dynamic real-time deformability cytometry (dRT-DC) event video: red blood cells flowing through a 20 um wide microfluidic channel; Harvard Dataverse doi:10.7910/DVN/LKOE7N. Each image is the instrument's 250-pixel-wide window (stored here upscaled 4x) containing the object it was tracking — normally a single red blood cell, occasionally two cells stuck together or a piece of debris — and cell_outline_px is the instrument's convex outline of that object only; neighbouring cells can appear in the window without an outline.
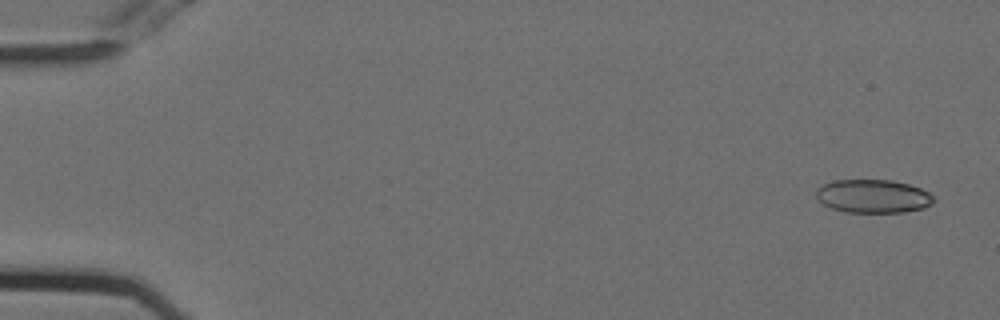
{"species": "Egyptian fruit bat (a non-hibernating species)", "species_latin": "Rousettus aegyptiacus", "temperature_condition": "cold", "stored_images_in_passage": 50, "camera_frame_rate_fps": 3000, "um_per_image_px": 0.085, "animal": {"sex": "female"}, "frame": {"image": 1, "passage_image": 1, "time_ms": 0.0, "image_size_px": [1000, 320], "cell_outline_px": [[936, 200], [932, 204], [924, 208], [904, 212], [844, 212], [832, 208], [824, 204], [816, 196], [816, 188], [832, 180], [892, 180], [908, 184], [920, 188], [936, 196]], "centroid_in_image_um": [74.24, 16.68], "position_along_channel_um": 10.8, "area_um2": 23.0}}
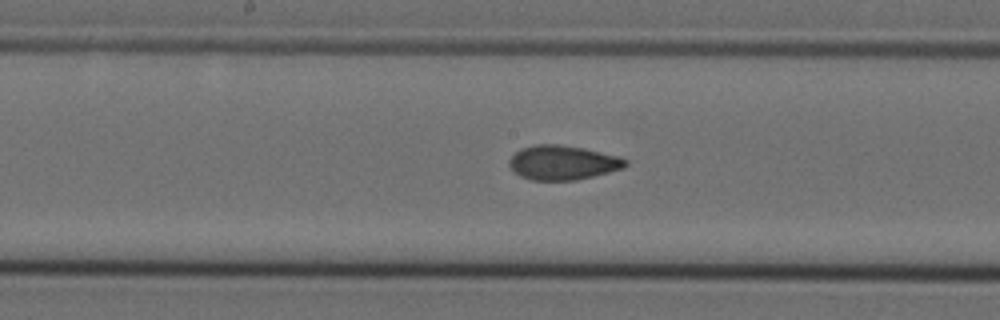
{"frame": {"image": 2, "passage_image": 27, "time_ms": 8.667, "image_size_px": [1000, 320], "cell_outline_px": [[628, 164], [624, 168], [576, 180], [532, 180], [520, 176], [508, 164], [508, 160], [520, 148], [536, 144], [560, 144], [584, 148], [620, 156], [628, 160]], "centroid_in_image_um": [47.85, 13.81], "position_along_channel_um": 200.4, "area_um2": 23.35}}
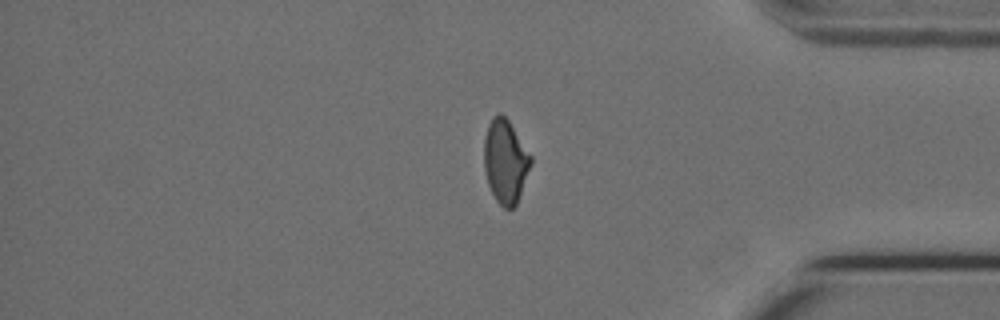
{"frame": {"image": 3, "passage_image": 44, "time_ms": 14.333, "image_size_px": [1000, 320], "cell_outline_px": [[532, 164], [516, 204], [512, 208], [504, 208], [496, 200], [488, 184], [484, 168], [484, 136], [488, 124], [492, 116], [500, 112], [508, 120], [532, 156]], "centroid_in_image_um": [42.95, 13.69], "position_along_channel_um": 392.2, "area_um2": 22.77}}